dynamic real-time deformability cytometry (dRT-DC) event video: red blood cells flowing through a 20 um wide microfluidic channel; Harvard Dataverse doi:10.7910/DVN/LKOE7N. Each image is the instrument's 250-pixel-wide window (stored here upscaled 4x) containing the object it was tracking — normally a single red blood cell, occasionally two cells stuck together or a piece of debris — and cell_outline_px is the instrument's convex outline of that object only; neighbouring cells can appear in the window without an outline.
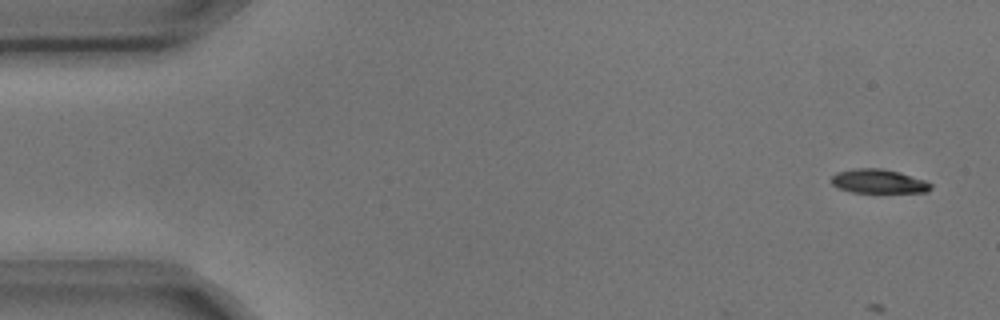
{"species": "common noctule bat (a hibernating species)", "species_latin": "Nyctalus noctula", "temperature_condition": "cold", "stored_images_in_passage": 4, "camera_frame_rate_fps": 3000, "um_per_image_px": 0.085, "animal": {"sex": "male", "body_mass_g": 17.9, "forearm_length_mm": 54.2}, "frame": {"image": 1, "passage_image": 1, "time_ms": 0.0, "image_size_px": [1000, 320], "cell_outline_px": [[932, 188], [928, 192], [852, 192], [836, 188], [832, 184], [832, 176], [836, 172], [852, 168], [880, 168], [900, 172], [924, 180], [932, 184]], "centroid_in_image_um": [74.65, 15.4], "position_along_channel_um": 10.3, "area_um2": 13.99}}